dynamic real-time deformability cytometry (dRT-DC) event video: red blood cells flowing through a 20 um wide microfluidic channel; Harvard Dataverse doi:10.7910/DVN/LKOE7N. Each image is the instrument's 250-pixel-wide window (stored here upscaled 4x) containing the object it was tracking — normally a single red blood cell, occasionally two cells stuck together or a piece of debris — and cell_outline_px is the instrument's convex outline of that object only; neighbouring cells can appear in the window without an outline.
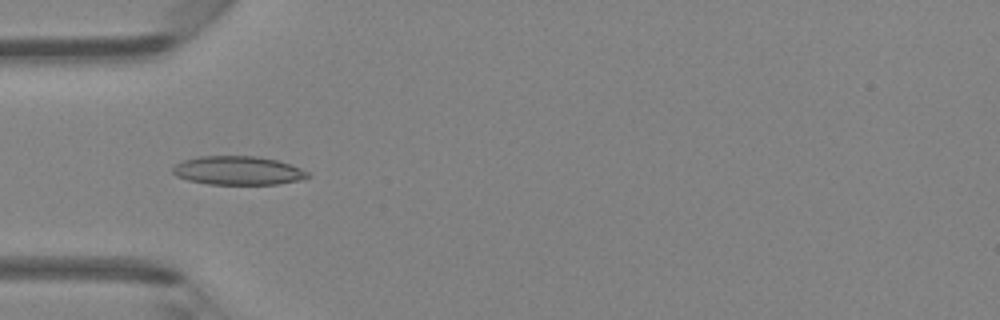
{"species": "Egyptian fruit bat (a non-hibernating species)", "species_latin": "Rousettus aegyptiacus", "temperature_condition": "room temperature", "stored_images_in_passage": 47, "camera_frame_rate_fps": 3000, "um_per_image_px": 0.085, "animal": {"sex": "female"}, "frame": {"image": 1, "passage_image": 15, "time_ms": 4.667, "image_size_px": [1000, 320], "cell_outline_px": [[312, 176], [300, 180], [280, 184], [208, 184], [188, 180], [176, 176], [172, 172], [172, 168], [176, 164], [184, 160], [200, 156], [256, 156], [276, 160], [292, 164], [308, 172]], "centroid_in_image_um": [20.25, 14.5], "position_along_channel_um": 64.7, "area_um2": 22.66}}
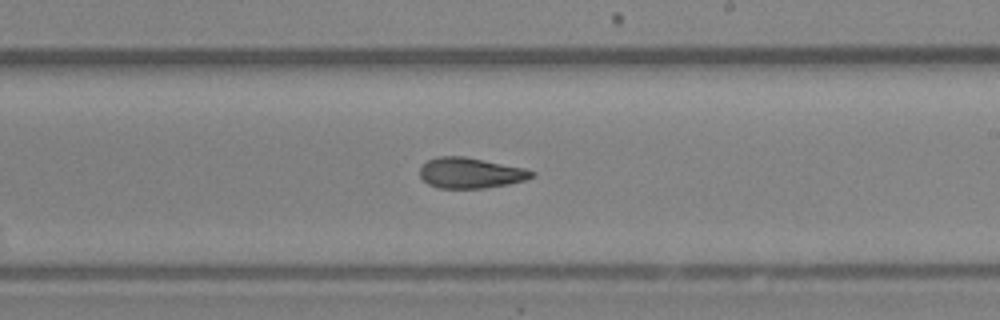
{"frame": {"image": 2, "passage_image": 28, "time_ms": 9.0, "image_size_px": [1000, 320], "cell_outline_px": [[536, 172], [532, 176], [524, 180], [508, 184], [484, 188], [440, 188], [428, 184], [420, 176], [420, 168], [428, 160], [436, 156], [464, 156], [524, 168]], "centroid_in_image_um": [39.97, 14.69], "position_along_channel_um": 249.0, "area_um2": 19.77}}
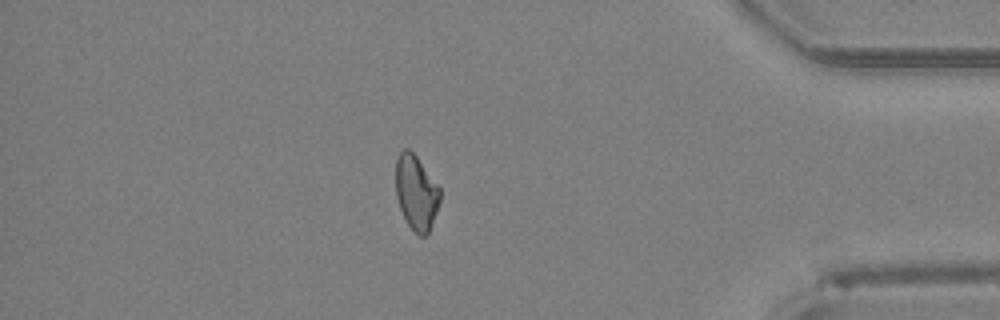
{"frame": {"image": 3, "passage_image": 41, "time_ms": 13.333, "image_size_px": [1000, 320], "cell_outline_px": [[440, 200], [436, 212], [428, 232], [424, 236], [420, 236], [408, 224], [400, 208], [396, 196], [396, 160], [400, 152], [404, 148], [408, 148], [416, 156], [440, 188]], "centroid_in_image_um": [35.37, 16.34], "position_along_channel_um": 399.8, "area_um2": 18.9}, "authors_computed_cell_mechanics": {"area_um2": 20.4034, "velocity_mm_per_s": 4.2938, "shape_relaxation_time_tau1_ms": null, "shape_relaxation_time_tau2_ms": 2.1952, "deformation_change_tau1": null, "deformation_change_tau2": 0.0911}}